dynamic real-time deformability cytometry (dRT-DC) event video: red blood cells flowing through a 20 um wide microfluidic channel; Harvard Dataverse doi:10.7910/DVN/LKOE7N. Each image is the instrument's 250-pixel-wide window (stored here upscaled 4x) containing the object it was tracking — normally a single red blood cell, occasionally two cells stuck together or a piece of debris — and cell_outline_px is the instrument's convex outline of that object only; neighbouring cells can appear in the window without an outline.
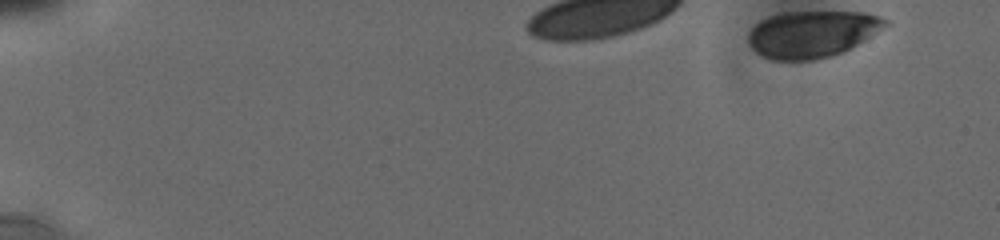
{"species": "human", "species_latin": "Homo sapiens", "temperature_condition": "cold", "stored_images_in_passage": 25, "camera_frame_rate_fps": 3000, "um_per_image_px": 0.085, "donor": {"sex": "male"}, "frame": {"image": 1, "passage_image": 1, "time_ms": 0.0, "image_size_px": [1000, 240], "cell_outline_px": [[888, 24], [864, 40], [832, 56], [816, 60], [772, 60], [756, 52], [752, 48], [748, 40], [748, 32], [760, 20], [772, 16], [788, 12], [864, 12], [880, 16], [888, 20]], "centroid_in_image_um": [69.01, 2.89], "position_along_channel_um": 16.0, "area_um2": 36.93}}
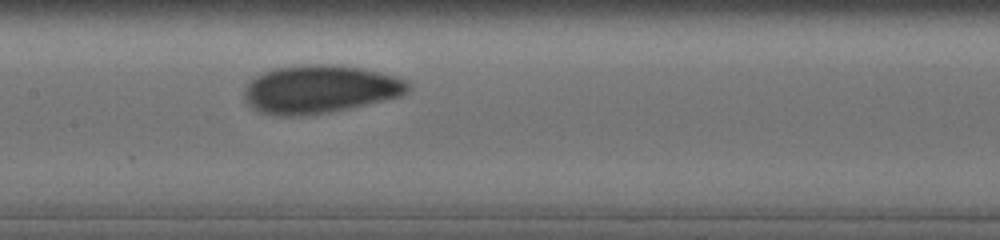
{"frame": {"image": 2, "passage_image": 16, "time_ms": 6.0, "image_size_px": [1000, 240], "cell_outline_px": [[412, 88], [400, 96], [364, 104], [344, 108], [320, 112], [288, 116], [280, 116], [260, 112], [252, 108], [248, 104], [244, 96], [244, 84], [248, 80], [272, 68], [304, 64], [328, 64], [360, 68], [380, 72], [396, 76], [408, 80]], "centroid_in_image_um": [27.14, 7.55], "position_along_channel_um": 180.3, "area_um2": 45.55}}
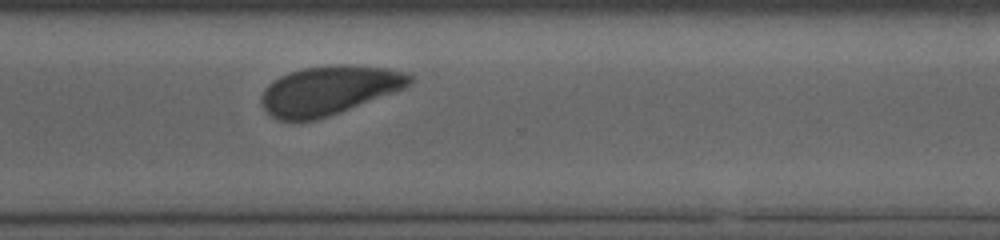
{"frame": {"image": 3, "passage_image": 25, "time_ms": 10.333, "image_size_px": [1000, 240], "cell_outline_px": [[416, 80], [412, 84], [404, 88], [340, 112], [312, 120], [280, 120], [272, 116], [264, 108], [260, 100], [268, 84], [280, 76], [304, 68], [336, 64], [348, 64], [388, 68], [412, 72], [416, 76]], "centroid_in_image_um": [28.05, 7.64], "position_along_channel_um": 342.5, "area_um2": 42.19}}